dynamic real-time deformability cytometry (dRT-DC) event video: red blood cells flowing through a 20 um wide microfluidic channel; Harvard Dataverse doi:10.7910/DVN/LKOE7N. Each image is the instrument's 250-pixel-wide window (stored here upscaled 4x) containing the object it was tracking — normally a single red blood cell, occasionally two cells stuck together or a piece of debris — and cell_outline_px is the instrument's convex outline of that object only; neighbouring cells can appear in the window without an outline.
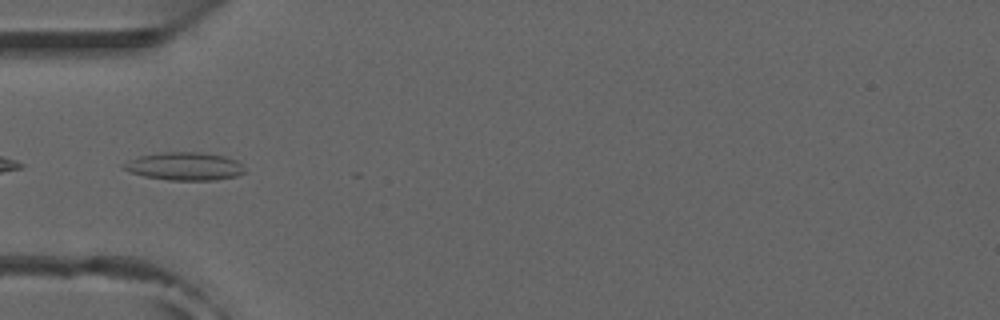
{"species": "common noctule bat (a hibernating species)", "species_latin": "Nyctalus noctula", "temperature_condition": "room temperature", "stored_images_in_passage": 6, "camera_frame_rate_fps": 3000, "um_per_image_px": 0.085, "animal": {"sex": "male", "forearm_length_mm": 52.5}, "frame": {"image": 1, "passage_image": 3, "time_ms": 0.667, "image_size_px": [1000, 320], "cell_outline_px": [[244, 172], [236, 176], [216, 180], [168, 180], [144, 176], [120, 168], [120, 164], [128, 160], [140, 156], [160, 152], [200, 152], [224, 156], [236, 160], [244, 168]], "centroid_in_image_um": [15.64, 14.13], "position_along_channel_um": 69.4, "area_um2": 19.77}}